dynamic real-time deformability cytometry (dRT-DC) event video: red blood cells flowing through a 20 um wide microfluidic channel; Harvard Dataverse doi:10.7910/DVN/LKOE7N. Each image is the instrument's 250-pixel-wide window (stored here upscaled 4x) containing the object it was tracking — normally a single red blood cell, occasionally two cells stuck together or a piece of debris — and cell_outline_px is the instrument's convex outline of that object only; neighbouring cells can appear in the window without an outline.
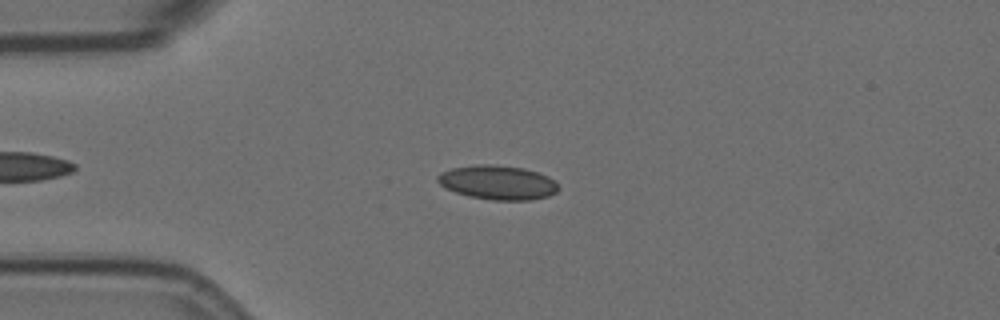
{"species": "Egyptian fruit bat (a non-hibernating species)", "species_latin": "Rousettus aegyptiacus", "temperature_condition": "room temperature", "stored_images_in_passage": 54, "camera_frame_rate_fps": 3000, "um_per_image_px": 0.085, "animal": {"sex": "female"}, "frame": {"image": 1, "passage_image": 11, "time_ms": 3.333, "image_size_px": [1000, 320], "cell_outline_px": [[560, 188], [556, 192], [548, 196], [532, 200], [492, 200], [468, 196], [456, 192], [440, 184], [436, 180], [436, 176], [440, 172], [452, 168], [476, 164], [496, 164], [524, 168], [548, 176]], "centroid_in_image_um": [42.29, 15.5], "position_along_channel_um": 42.7, "area_um2": 24.1}}
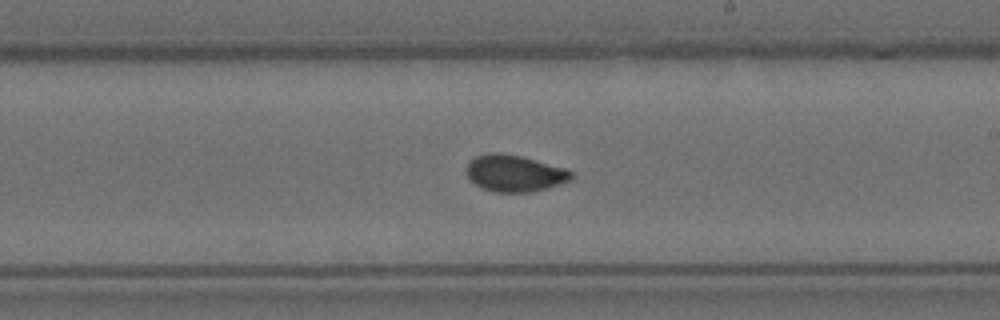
{"frame": {"image": 2, "passage_image": 30, "time_ms": 9.667, "image_size_px": [1000, 320], "cell_outline_px": [[572, 180], [548, 188], [532, 192], [492, 192], [480, 188], [468, 176], [464, 168], [468, 160], [472, 156], [488, 152], [500, 152], [520, 156], [564, 168], [572, 172]], "centroid_in_image_um": [43.67, 14.72], "position_along_channel_um": 245.3, "area_um2": 22.72}}
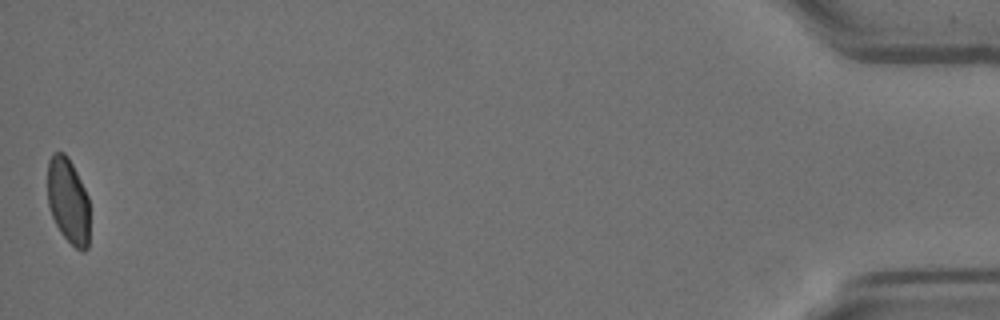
{"frame": {"image": 3, "passage_image": 54, "time_ms": 17.667, "image_size_px": [1000, 320], "cell_outline_px": [[88, 248], [84, 252], [80, 252], [60, 232], [52, 216], [48, 204], [48, 160], [52, 152], [64, 152], [68, 156], [88, 196]], "centroid_in_image_um": [5.78, 17.06], "position_along_channel_um": 429.4, "area_um2": 20.92}, "authors_computed_cell_mechanics": {"area_um2": 22.542, "velocity_mm_per_s": 3.5211, "shape_relaxation_time_tau1_ms": 7.7458, "shape_relaxation_time_tau2_ms": 0.8578, "deformation_change_tau1": 0.1326, "deformation_change_tau2": 0.0448}}